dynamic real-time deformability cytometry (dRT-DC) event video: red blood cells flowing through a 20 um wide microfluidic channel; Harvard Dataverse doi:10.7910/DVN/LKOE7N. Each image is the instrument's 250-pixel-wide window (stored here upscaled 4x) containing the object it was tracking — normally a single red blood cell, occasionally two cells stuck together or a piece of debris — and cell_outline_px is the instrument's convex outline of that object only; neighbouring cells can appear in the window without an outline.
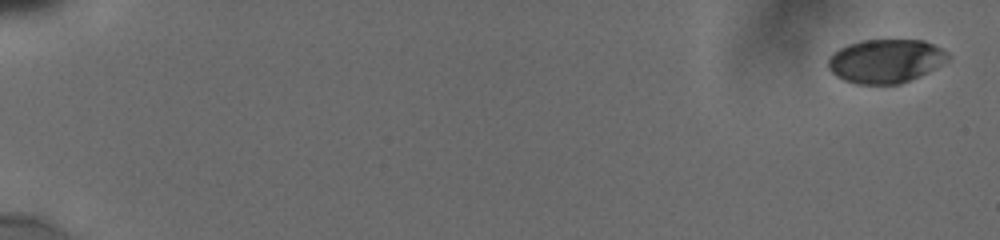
{"species": "human", "species_latin": "Homo sapiens", "temperature_condition": "cold", "stored_images_in_passage": 18, "camera_frame_rate_fps": 3000, "um_per_image_px": 0.085, "donor": {"sex": "male"}, "frame": {"image": 1, "passage_image": 1, "time_ms": 0.0, "image_size_px": [1000, 240], "cell_outline_px": [[952, 56], [948, 60], [920, 76], [900, 84], [856, 84], [844, 80], [836, 76], [828, 68], [828, 56], [832, 52], [848, 44], [860, 40], [924, 40], [948, 52]], "centroid_in_image_um": [75.26, 5.18], "position_along_channel_um": 9.7, "area_um2": 30.69}}
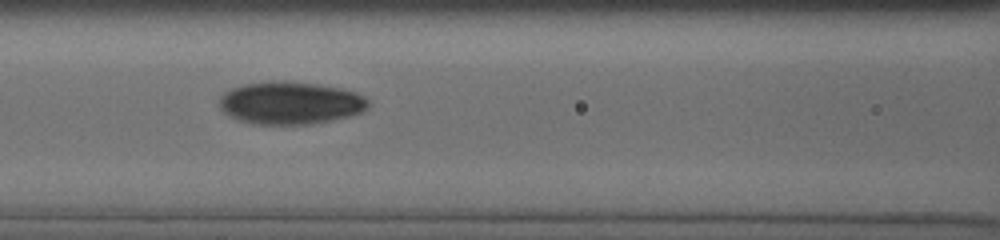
{"frame": {"image": 2, "passage_image": 16, "time_ms": 8.667, "image_size_px": [1000, 240], "cell_outline_px": [[368, 104], [360, 112], [348, 116], [332, 120], [308, 124], [252, 124], [236, 120], [224, 112], [220, 108], [220, 96], [224, 92], [232, 88], [244, 84], [272, 80], [284, 80], [316, 84], [340, 88], [356, 92], [364, 96], [368, 100]], "centroid_in_image_um": [24.63, 8.74], "position_along_channel_um": 142.0, "area_um2": 36.99}}
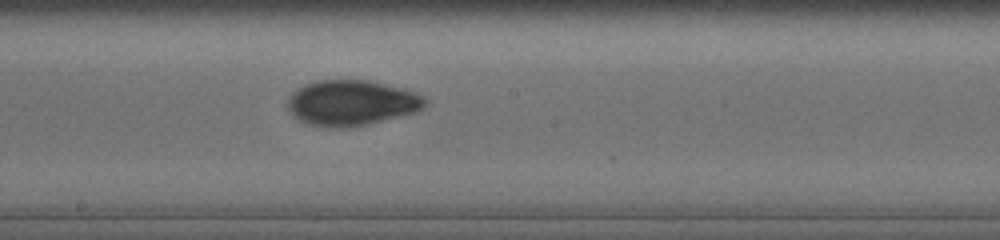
{"frame": {"image": 3, "passage_image": 18, "time_ms": 10.667, "image_size_px": [1000, 240], "cell_outline_px": [[428, 104], [416, 112], [368, 124], [348, 128], [312, 124], [300, 120], [292, 116], [288, 112], [288, 100], [292, 92], [304, 84], [316, 80], [372, 80], [400, 88], [424, 96], [428, 100]], "centroid_in_image_um": [29.88, 8.73], "position_along_channel_um": 218.3, "area_um2": 36.3}}